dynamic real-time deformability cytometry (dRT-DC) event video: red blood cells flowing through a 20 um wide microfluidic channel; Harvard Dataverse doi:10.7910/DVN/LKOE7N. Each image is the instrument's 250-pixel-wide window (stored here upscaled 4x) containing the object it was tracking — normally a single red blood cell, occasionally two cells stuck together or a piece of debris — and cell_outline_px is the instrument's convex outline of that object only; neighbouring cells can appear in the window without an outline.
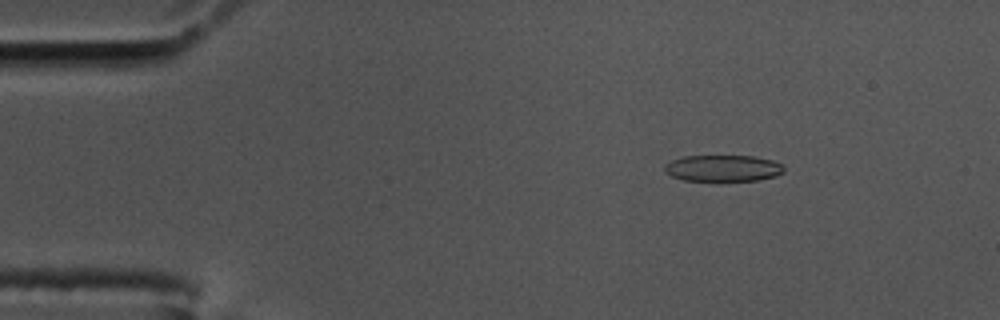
{"species": "common noctule bat (a hibernating species)", "species_latin": "Nyctalus noctula", "temperature_condition": "cold", "stored_images_in_passage": 54, "camera_frame_rate_fps": 3000, "um_per_image_px": 0.085, "animal": {"sex": "male", "body_mass_g": 17.5, "forearm_length_mm": 52.3}, "frame": {"image": 1, "passage_image": 4, "time_ms": 1.0, "image_size_px": [1000, 320], "cell_outline_px": [[784, 172], [776, 176], [760, 180], [684, 180], [672, 176], [664, 172], [664, 164], [672, 160], [684, 156], [756, 156], [772, 160], [784, 164]], "centroid_in_image_um": [61.48, 14.29], "position_along_channel_um": 23.5, "area_um2": 18.44}}
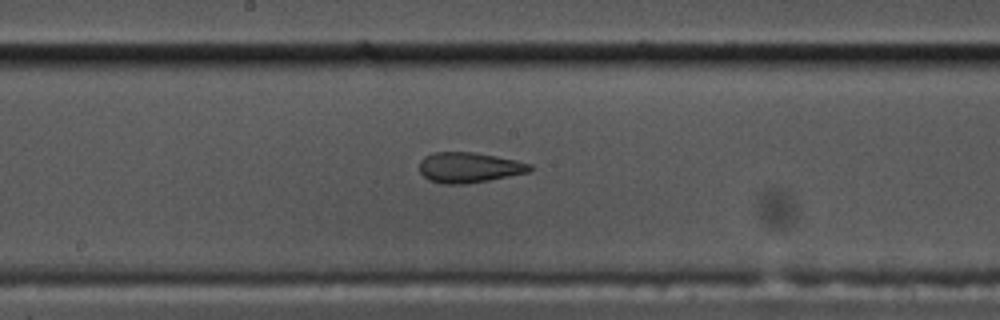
{"frame": {"image": 2, "passage_image": 26, "time_ms": 8.333, "image_size_px": [1000, 320], "cell_outline_px": [[532, 168], [528, 172], [488, 180], [464, 184], [444, 184], [428, 180], [420, 172], [420, 160], [424, 156], [432, 152], [476, 152], [516, 160], [532, 164]], "centroid_in_image_um": [39.84, 14.23], "position_along_channel_um": 208.4, "area_um2": 19.54}}
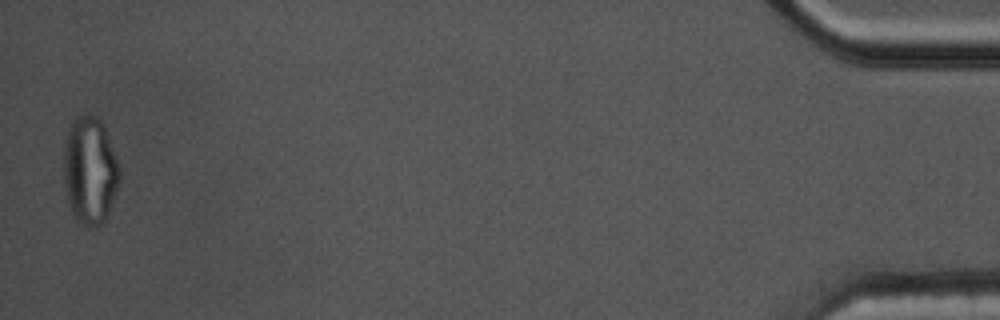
{"frame": {"image": 3, "passage_image": 53, "time_ms": 17.333, "image_size_px": [1000, 320], "cell_outline_px": [[120, 180], [108, 212], [104, 220], [96, 228], [84, 228], [76, 220], [68, 204], [64, 184], [64, 152], [68, 132], [72, 120], [76, 116], [96, 116], [100, 120], [104, 128], [120, 168]], "centroid_in_image_um": [7.63, 14.56], "position_along_channel_um": 427.6, "area_um2": 34.74}, "authors_computed_cell_mechanics": {"area_um2": 20.3456, "velocity_mm_per_s": 3.457, "shape_relaxation_time_tau1_ms": null, "shape_relaxation_time_tau2_ms": 1.134, "deformation_change_tau1": null, "deformation_change_tau2": 0.0881}}